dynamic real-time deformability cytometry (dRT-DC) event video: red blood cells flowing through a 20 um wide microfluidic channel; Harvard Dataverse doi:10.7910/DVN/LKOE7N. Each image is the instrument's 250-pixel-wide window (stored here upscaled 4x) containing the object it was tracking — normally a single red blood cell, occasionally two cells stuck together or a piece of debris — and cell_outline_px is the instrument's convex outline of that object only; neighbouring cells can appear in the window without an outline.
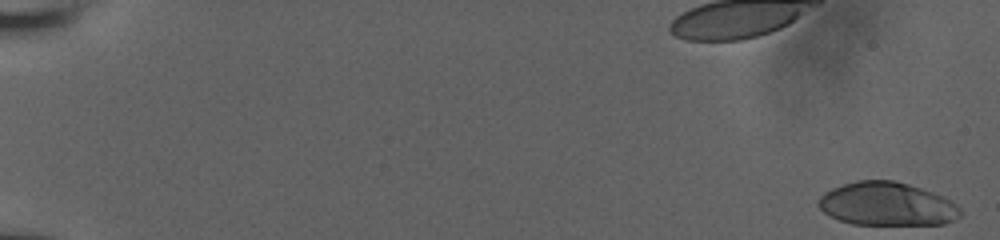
{"species": "human", "species_latin": "Homo sapiens", "temperature_condition": "room temperature", "stored_images_in_passage": 38, "camera_frame_rate_fps": 3000, "um_per_image_px": 0.085, "donor": {"sex": "male"}, "frame": {"image": 1, "passage_image": 1, "time_ms": 0.0, "image_size_px": [1000, 240], "cell_outline_px": [[960, 216], [944, 224], [852, 224], [828, 216], [816, 204], [820, 196], [824, 192], [832, 188], [856, 180], [892, 180], [908, 184], [944, 196], [952, 200], [960, 208]], "centroid_in_image_um": [75.37, 17.34], "position_along_channel_um": 9.6, "area_um2": 35.89}}
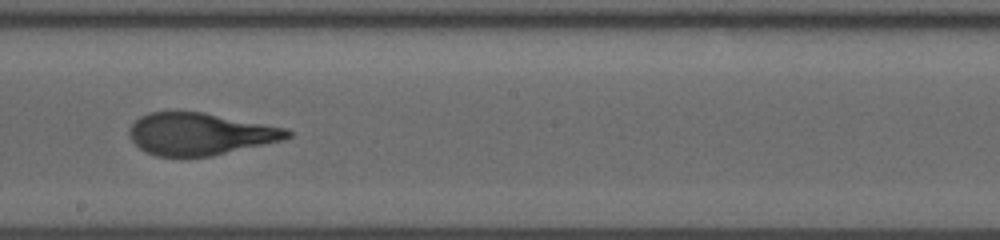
{"frame": {"image": 2, "passage_image": 26, "time_ms": 8.333, "image_size_px": [1000, 240], "cell_outline_px": [[292, 136], [284, 140], [212, 156], [156, 156], [144, 152], [128, 136], [128, 128], [140, 116], [148, 112], [204, 112], [288, 128], [292, 132]], "centroid_in_image_um": [17.02, 11.38], "position_along_channel_um": 231.2, "area_um2": 39.02}}
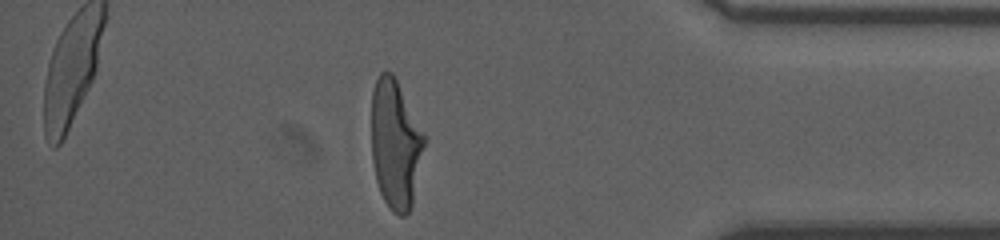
{"frame": {"image": 3, "passage_image": 36, "time_ms": 11.667, "image_size_px": [1000, 240], "cell_outline_px": [[424, 144], [412, 204], [408, 212], [404, 216], [400, 216], [392, 212], [384, 200], [380, 192], [376, 180], [372, 160], [372, 92], [376, 80], [380, 72], [392, 72], [424, 132]], "centroid_in_image_um": [33.59, 12.25], "position_along_channel_um": 401.6, "area_um2": 39.25}}